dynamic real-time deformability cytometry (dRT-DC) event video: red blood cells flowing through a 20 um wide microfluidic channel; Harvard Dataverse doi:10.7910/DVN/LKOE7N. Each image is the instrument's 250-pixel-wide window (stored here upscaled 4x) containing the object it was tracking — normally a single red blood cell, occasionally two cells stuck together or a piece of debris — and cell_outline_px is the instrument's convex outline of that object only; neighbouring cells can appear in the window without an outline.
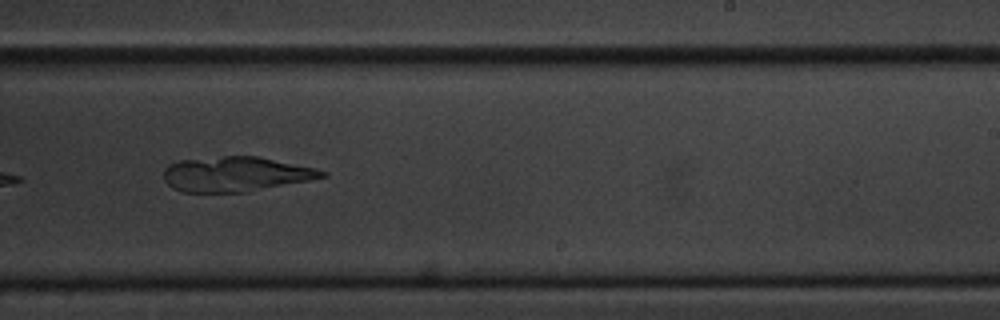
{"species": "common noctule bat (a hibernating species)", "species_latin": "Nyctalus noctula", "temperature_condition": "cold", "stored_images_in_passage": 16, "camera_frame_rate_fps": 3000, "um_per_image_px": 0.085, "animal": {"sex": "male", "body_mass_g": 20.1, "forearm_length_mm": 53.5}, "frame": {"image": 1, "passage_image": 10, "time_ms": 11.333, "image_size_px": [1000, 320], "cell_outline_px": [[328, 176], [248, 192], [180, 192], [172, 188], [164, 180], [164, 168], [168, 164], [180, 160], [224, 156], [256, 156], [316, 168], [328, 172]], "centroid_in_image_um": [20.01, 14.8], "position_along_channel_um": 269.0, "area_um2": 32.19}}